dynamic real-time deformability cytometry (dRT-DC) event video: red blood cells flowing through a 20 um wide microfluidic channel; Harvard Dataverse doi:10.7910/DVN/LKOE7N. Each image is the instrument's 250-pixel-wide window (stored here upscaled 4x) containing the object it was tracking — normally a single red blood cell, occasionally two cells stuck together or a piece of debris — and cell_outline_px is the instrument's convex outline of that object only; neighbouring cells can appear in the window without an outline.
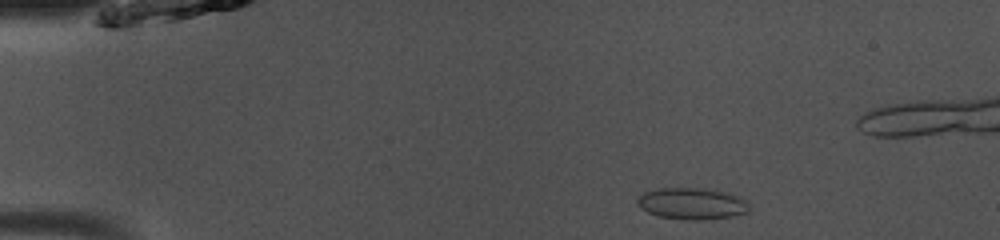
{"species": "common noctule bat (a hibernating species)", "species_latin": "Nyctalus noctula", "temperature_condition": "room temperature", "stored_images_in_passage": 42, "camera_frame_rate_fps": 3000, "um_per_image_px": 0.085, "animal": {"sex": "male", "body_mass_g": 13.0, "forearm_length_mm": 53.1}, "frame": {"image": 1, "passage_image": 5, "time_ms": 1.333, "image_size_px": [1000, 240], "cell_outline_px": [[752, 208], [748, 212], [732, 216], [704, 220], [684, 220], [660, 216], [648, 212], [640, 208], [636, 204], [636, 200], [644, 192], [656, 188], [704, 188], [728, 192], [740, 196], [748, 200]], "centroid_in_image_um": [58.87, 17.3], "position_along_channel_um": 26.1, "area_um2": 21.04}}
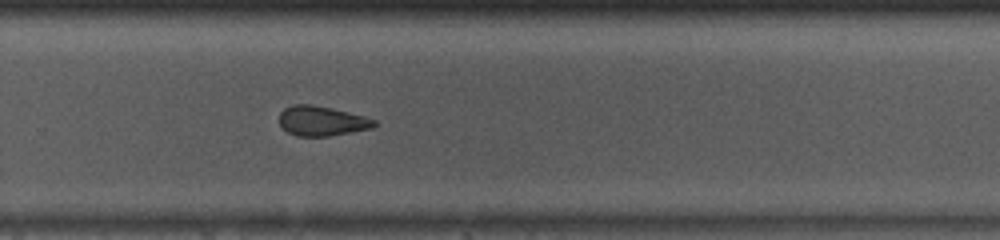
{"frame": {"image": 2, "passage_image": 30, "time_ms": 9.667, "image_size_px": [1000, 240], "cell_outline_px": [[376, 124], [372, 128], [328, 136], [296, 136], [288, 132], [280, 124], [280, 112], [284, 108], [292, 104], [308, 104], [332, 108], [364, 116], [376, 120]], "centroid_in_image_um": [27.34, 10.27], "position_along_channel_um": 302.5, "area_um2": 16.36}}
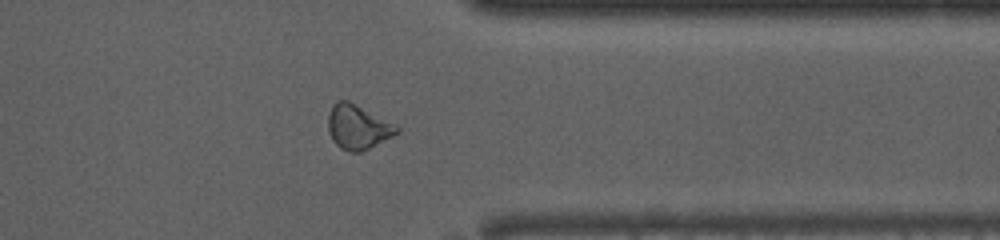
{"frame": {"image": 3, "passage_image": 36, "time_ms": 11.667, "image_size_px": [1000, 240], "cell_outline_px": [[400, 132], [360, 152], [348, 152], [340, 148], [332, 140], [328, 132], [328, 116], [332, 104], [336, 100], [348, 100], [396, 124], [400, 128]], "centroid_in_image_um": [30.4, 10.78], "position_along_channel_um": 381.0, "area_um2": 17.86}}